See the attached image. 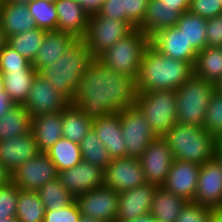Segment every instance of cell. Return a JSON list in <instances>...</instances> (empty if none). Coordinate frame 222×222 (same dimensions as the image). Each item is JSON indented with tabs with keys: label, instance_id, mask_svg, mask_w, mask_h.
Listing matches in <instances>:
<instances>
[{
	"label": "cell",
	"instance_id": "obj_1",
	"mask_svg": "<svg viewBox=\"0 0 222 222\" xmlns=\"http://www.w3.org/2000/svg\"><path fill=\"white\" fill-rule=\"evenodd\" d=\"M137 97L136 78L117 73L93 58L79 79L70 104L96 119L134 106Z\"/></svg>",
	"mask_w": 222,
	"mask_h": 222
},
{
	"label": "cell",
	"instance_id": "obj_2",
	"mask_svg": "<svg viewBox=\"0 0 222 222\" xmlns=\"http://www.w3.org/2000/svg\"><path fill=\"white\" fill-rule=\"evenodd\" d=\"M193 75L191 63L165 56L150 44L139 66L137 91L176 90Z\"/></svg>",
	"mask_w": 222,
	"mask_h": 222
},
{
	"label": "cell",
	"instance_id": "obj_3",
	"mask_svg": "<svg viewBox=\"0 0 222 222\" xmlns=\"http://www.w3.org/2000/svg\"><path fill=\"white\" fill-rule=\"evenodd\" d=\"M92 59L86 42L77 39L57 63L41 67L38 74L48 80L55 91H59L71 101L79 79Z\"/></svg>",
	"mask_w": 222,
	"mask_h": 222
},
{
	"label": "cell",
	"instance_id": "obj_4",
	"mask_svg": "<svg viewBox=\"0 0 222 222\" xmlns=\"http://www.w3.org/2000/svg\"><path fill=\"white\" fill-rule=\"evenodd\" d=\"M163 138L175 160L202 165L215 157L218 138L203 127L176 123Z\"/></svg>",
	"mask_w": 222,
	"mask_h": 222
},
{
	"label": "cell",
	"instance_id": "obj_5",
	"mask_svg": "<svg viewBox=\"0 0 222 222\" xmlns=\"http://www.w3.org/2000/svg\"><path fill=\"white\" fill-rule=\"evenodd\" d=\"M216 92V83L193 75L175 90L177 123L203 127L208 102Z\"/></svg>",
	"mask_w": 222,
	"mask_h": 222
},
{
	"label": "cell",
	"instance_id": "obj_6",
	"mask_svg": "<svg viewBox=\"0 0 222 222\" xmlns=\"http://www.w3.org/2000/svg\"><path fill=\"white\" fill-rule=\"evenodd\" d=\"M150 38L136 28L131 34L118 40L97 58L105 67L136 78Z\"/></svg>",
	"mask_w": 222,
	"mask_h": 222
},
{
	"label": "cell",
	"instance_id": "obj_7",
	"mask_svg": "<svg viewBox=\"0 0 222 222\" xmlns=\"http://www.w3.org/2000/svg\"><path fill=\"white\" fill-rule=\"evenodd\" d=\"M156 137H164L177 123L175 90L138 92L135 104Z\"/></svg>",
	"mask_w": 222,
	"mask_h": 222
},
{
	"label": "cell",
	"instance_id": "obj_8",
	"mask_svg": "<svg viewBox=\"0 0 222 222\" xmlns=\"http://www.w3.org/2000/svg\"><path fill=\"white\" fill-rule=\"evenodd\" d=\"M136 27L132 23L111 19L94 13L89 16L88 28L83 40L93 58H97L118 40L131 34Z\"/></svg>",
	"mask_w": 222,
	"mask_h": 222
},
{
	"label": "cell",
	"instance_id": "obj_9",
	"mask_svg": "<svg viewBox=\"0 0 222 222\" xmlns=\"http://www.w3.org/2000/svg\"><path fill=\"white\" fill-rule=\"evenodd\" d=\"M118 114L121 133L126 143V157L140 158L156 136L136 105L125 108Z\"/></svg>",
	"mask_w": 222,
	"mask_h": 222
},
{
	"label": "cell",
	"instance_id": "obj_10",
	"mask_svg": "<svg viewBox=\"0 0 222 222\" xmlns=\"http://www.w3.org/2000/svg\"><path fill=\"white\" fill-rule=\"evenodd\" d=\"M79 212L101 222H116L119 193L106 186L98 187L75 197Z\"/></svg>",
	"mask_w": 222,
	"mask_h": 222
},
{
	"label": "cell",
	"instance_id": "obj_11",
	"mask_svg": "<svg viewBox=\"0 0 222 222\" xmlns=\"http://www.w3.org/2000/svg\"><path fill=\"white\" fill-rule=\"evenodd\" d=\"M58 177V171L44 152L28 159L11 174V181L18 189L38 191L47 182Z\"/></svg>",
	"mask_w": 222,
	"mask_h": 222
},
{
	"label": "cell",
	"instance_id": "obj_12",
	"mask_svg": "<svg viewBox=\"0 0 222 222\" xmlns=\"http://www.w3.org/2000/svg\"><path fill=\"white\" fill-rule=\"evenodd\" d=\"M104 175V186L118 193L147 183L141 162L136 157L113 158Z\"/></svg>",
	"mask_w": 222,
	"mask_h": 222
},
{
	"label": "cell",
	"instance_id": "obj_13",
	"mask_svg": "<svg viewBox=\"0 0 222 222\" xmlns=\"http://www.w3.org/2000/svg\"><path fill=\"white\" fill-rule=\"evenodd\" d=\"M70 101L39 74L34 78L24 108L32 117L63 111Z\"/></svg>",
	"mask_w": 222,
	"mask_h": 222
},
{
	"label": "cell",
	"instance_id": "obj_14",
	"mask_svg": "<svg viewBox=\"0 0 222 222\" xmlns=\"http://www.w3.org/2000/svg\"><path fill=\"white\" fill-rule=\"evenodd\" d=\"M147 183L163 186L174 160L167 141L156 137L139 158Z\"/></svg>",
	"mask_w": 222,
	"mask_h": 222
},
{
	"label": "cell",
	"instance_id": "obj_15",
	"mask_svg": "<svg viewBox=\"0 0 222 222\" xmlns=\"http://www.w3.org/2000/svg\"><path fill=\"white\" fill-rule=\"evenodd\" d=\"M193 202L210 209L222 208V164L216 157L200 166Z\"/></svg>",
	"mask_w": 222,
	"mask_h": 222
},
{
	"label": "cell",
	"instance_id": "obj_16",
	"mask_svg": "<svg viewBox=\"0 0 222 222\" xmlns=\"http://www.w3.org/2000/svg\"><path fill=\"white\" fill-rule=\"evenodd\" d=\"M58 180L74 198L87 191L104 186V169L85 161L58 172Z\"/></svg>",
	"mask_w": 222,
	"mask_h": 222
},
{
	"label": "cell",
	"instance_id": "obj_17",
	"mask_svg": "<svg viewBox=\"0 0 222 222\" xmlns=\"http://www.w3.org/2000/svg\"><path fill=\"white\" fill-rule=\"evenodd\" d=\"M150 44L165 56L195 65L198 51L177 26L158 31L150 38Z\"/></svg>",
	"mask_w": 222,
	"mask_h": 222
},
{
	"label": "cell",
	"instance_id": "obj_18",
	"mask_svg": "<svg viewBox=\"0 0 222 222\" xmlns=\"http://www.w3.org/2000/svg\"><path fill=\"white\" fill-rule=\"evenodd\" d=\"M200 166L174 159L162 187L187 201H194Z\"/></svg>",
	"mask_w": 222,
	"mask_h": 222
},
{
	"label": "cell",
	"instance_id": "obj_19",
	"mask_svg": "<svg viewBox=\"0 0 222 222\" xmlns=\"http://www.w3.org/2000/svg\"><path fill=\"white\" fill-rule=\"evenodd\" d=\"M157 186L146 183L119 193L116 222H127L150 213Z\"/></svg>",
	"mask_w": 222,
	"mask_h": 222
},
{
	"label": "cell",
	"instance_id": "obj_20",
	"mask_svg": "<svg viewBox=\"0 0 222 222\" xmlns=\"http://www.w3.org/2000/svg\"><path fill=\"white\" fill-rule=\"evenodd\" d=\"M38 153L32 131L0 141V162L11 174Z\"/></svg>",
	"mask_w": 222,
	"mask_h": 222
},
{
	"label": "cell",
	"instance_id": "obj_21",
	"mask_svg": "<svg viewBox=\"0 0 222 222\" xmlns=\"http://www.w3.org/2000/svg\"><path fill=\"white\" fill-rule=\"evenodd\" d=\"M189 8H176L163 4L161 0H149L143 23L138 27L151 38L160 30L176 26L183 12Z\"/></svg>",
	"mask_w": 222,
	"mask_h": 222
},
{
	"label": "cell",
	"instance_id": "obj_22",
	"mask_svg": "<svg viewBox=\"0 0 222 222\" xmlns=\"http://www.w3.org/2000/svg\"><path fill=\"white\" fill-rule=\"evenodd\" d=\"M57 31L83 39L88 28L89 13L77 0H56Z\"/></svg>",
	"mask_w": 222,
	"mask_h": 222
},
{
	"label": "cell",
	"instance_id": "obj_23",
	"mask_svg": "<svg viewBox=\"0 0 222 222\" xmlns=\"http://www.w3.org/2000/svg\"><path fill=\"white\" fill-rule=\"evenodd\" d=\"M92 128L95 130L99 140L107 148L112 159L126 157V143L121 133L118 113L93 119Z\"/></svg>",
	"mask_w": 222,
	"mask_h": 222
},
{
	"label": "cell",
	"instance_id": "obj_24",
	"mask_svg": "<svg viewBox=\"0 0 222 222\" xmlns=\"http://www.w3.org/2000/svg\"><path fill=\"white\" fill-rule=\"evenodd\" d=\"M76 40L77 38L69 33L46 31L41 47L31 64L38 71L43 66L57 63Z\"/></svg>",
	"mask_w": 222,
	"mask_h": 222
},
{
	"label": "cell",
	"instance_id": "obj_25",
	"mask_svg": "<svg viewBox=\"0 0 222 222\" xmlns=\"http://www.w3.org/2000/svg\"><path fill=\"white\" fill-rule=\"evenodd\" d=\"M63 111L32 117L31 131L39 152H47L62 134Z\"/></svg>",
	"mask_w": 222,
	"mask_h": 222
},
{
	"label": "cell",
	"instance_id": "obj_26",
	"mask_svg": "<svg viewBox=\"0 0 222 222\" xmlns=\"http://www.w3.org/2000/svg\"><path fill=\"white\" fill-rule=\"evenodd\" d=\"M0 24L5 37L37 28L28 5L0 2Z\"/></svg>",
	"mask_w": 222,
	"mask_h": 222
},
{
	"label": "cell",
	"instance_id": "obj_27",
	"mask_svg": "<svg viewBox=\"0 0 222 222\" xmlns=\"http://www.w3.org/2000/svg\"><path fill=\"white\" fill-rule=\"evenodd\" d=\"M187 202L186 199L171 193L164 187H157L150 215L161 222H176Z\"/></svg>",
	"mask_w": 222,
	"mask_h": 222
},
{
	"label": "cell",
	"instance_id": "obj_28",
	"mask_svg": "<svg viewBox=\"0 0 222 222\" xmlns=\"http://www.w3.org/2000/svg\"><path fill=\"white\" fill-rule=\"evenodd\" d=\"M37 70H8L3 73L4 91L15 105H24Z\"/></svg>",
	"mask_w": 222,
	"mask_h": 222
},
{
	"label": "cell",
	"instance_id": "obj_29",
	"mask_svg": "<svg viewBox=\"0 0 222 222\" xmlns=\"http://www.w3.org/2000/svg\"><path fill=\"white\" fill-rule=\"evenodd\" d=\"M93 119L88 117L80 108L69 104L63 110V137L80 144L85 135L91 130Z\"/></svg>",
	"mask_w": 222,
	"mask_h": 222
},
{
	"label": "cell",
	"instance_id": "obj_30",
	"mask_svg": "<svg viewBox=\"0 0 222 222\" xmlns=\"http://www.w3.org/2000/svg\"><path fill=\"white\" fill-rule=\"evenodd\" d=\"M197 78L217 83L222 77V47H206L197 53L194 65Z\"/></svg>",
	"mask_w": 222,
	"mask_h": 222
},
{
	"label": "cell",
	"instance_id": "obj_31",
	"mask_svg": "<svg viewBox=\"0 0 222 222\" xmlns=\"http://www.w3.org/2000/svg\"><path fill=\"white\" fill-rule=\"evenodd\" d=\"M32 116L22 105H15L0 119V141L31 132Z\"/></svg>",
	"mask_w": 222,
	"mask_h": 222
},
{
	"label": "cell",
	"instance_id": "obj_32",
	"mask_svg": "<svg viewBox=\"0 0 222 222\" xmlns=\"http://www.w3.org/2000/svg\"><path fill=\"white\" fill-rule=\"evenodd\" d=\"M58 172L70 169L82 161L80 145L64 137L60 138L47 152Z\"/></svg>",
	"mask_w": 222,
	"mask_h": 222
},
{
	"label": "cell",
	"instance_id": "obj_33",
	"mask_svg": "<svg viewBox=\"0 0 222 222\" xmlns=\"http://www.w3.org/2000/svg\"><path fill=\"white\" fill-rule=\"evenodd\" d=\"M206 22L207 19L190 11L183 12L176 26L182 31L190 43L198 52L207 47L206 41Z\"/></svg>",
	"mask_w": 222,
	"mask_h": 222
},
{
	"label": "cell",
	"instance_id": "obj_34",
	"mask_svg": "<svg viewBox=\"0 0 222 222\" xmlns=\"http://www.w3.org/2000/svg\"><path fill=\"white\" fill-rule=\"evenodd\" d=\"M45 212L37 191L19 189L15 217L18 222H43Z\"/></svg>",
	"mask_w": 222,
	"mask_h": 222
},
{
	"label": "cell",
	"instance_id": "obj_35",
	"mask_svg": "<svg viewBox=\"0 0 222 222\" xmlns=\"http://www.w3.org/2000/svg\"><path fill=\"white\" fill-rule=\"evenodd\" d=\"M46 31L35 28L6 38V44L16 50L29 62L34 60L40 49Z\"/></svg>",
	"mask_w": 222,
	"mask_h": 222
},
{
	"label": "cell",
	"instance_id": "obj_36",
	"mask_svg": "<svg viewBox=\"0 0 222 222\" xmlns=\"http://www.w3.org/2000/svg\"><path fill=\"white\" fill-rule=\"evenodd\" d=\"M79 145L83 161L104 170L112 162V157L108 153L107 148L99 140L93 128L85 135Z\"/></svg>",
	"mask_w": 222,
	"mask_h": 222
},
{
	"label": "cell",
	"instance_id": "obj_37",
	"mask_svg": "<svg viewBox=\"0 0 222 222\" xmlns=\"http://www.w3.org/2000/svg\"><path fill=\"white\" fill-rule=\"evenodd\" d=\"M37 192L46 210H59L75 200V198L65 190L58 178L47 182Z\"/></svg>",
	"mask_w": 222,
	"mask_h": 222
},
{
	"label": "cell",
	"instance_id": "obj_38",
	"mask_svg": "<svg viewBox=\"0 0 222 222\" xmlns=\"http://www.w3.org/2000/svg\"><path fill=\"white\" fill-rule=\"evenodd\" d=\"M30 14L36 22L39 29L45 31H56L58 24V14L55 8V2L46 0H33L28 4Z\"/></svg>",
	"mask_w": 222,
	"mask_h": 222
},
{
	"label": "cell",
	"instance_id": "obj_39",
	"mask_svg": "<svg viewBox=\"0 0 222 222\" xmlns=\"http://www.w3.org/2000/svg\"><path fill=\"white\" fill-rule=\"evenodd\" d=\"M203 128L222 138V94L218 91L208 102Z\"/></svg>",
	"mask_w": 222,
	"mask_h": 222
},
{
	"label": "cell",
	"instance_id": "obj_40",
	"mask_svg": "<svg viewBox=\"0 0 222 222\" xmlns=\"http://www.w3.org/2000/svg\"><path fill=\"white\" fill-rule=\"evenodd\" d=\"M8 70H36L26 58L16 50L5 44L0 50V71L5 73Z\"/></svg>",
	"mask_w": 222,
	"mask_h": 222
},
{
	"label": "cell",
	"instance_id": "obj_41",
	"mask_svg": "<svg viewBox=\"0 0 222 222\" xmlns=\"http://www.w3.org/2000/svg\"><path fill=\"white\" fill-rule=\"evenodd\" d=\"M19 189L10 181L0 187V218L16 217Z\"/></svg>",
	"mask_w": 222,
	"mask_h": 222
},
{
	"label": "cell",
	"instance_id": "obj_42",
	"mask_svg": "<svg viewBox=\"0 0 222 222\" xmlns=\"http://www.w3.org/2000/svg\"><path fill=\"white\" fill-rule=\"evenodd\" d=\"M81 217L75 200L59 210H46L43 222H78Z\"/></svg>",
	"mask_w": 222,
	"mask_h": 222
},
{
	"label": "cell",
	"instance_id": "obj_43",
	"mask_svg": "<svg viewBox=\"0 0 222 222\" xmlns=\"http://www.w3.org/2000/svg\"><path fill=\"white\" fill-rule=\"evenodd\" d=\"M189 11L201 18L210 19L222 15L220 0H191Z\"/></svg>",
	"mask_w": 222,
	"mask_h": 222
},
{
	"label": "cell",
	"instance_id": "obj_44",
	"mask_svg": "<svg viewBox=\"0 0 222 222\" xmlns=\"http://www.w3.org/2000/svg\"><path fill=\"white\" fill-rule=\"evenodd\" d=\"M210 208L188 201L176 222H208Z\"/></svg>",
	"mask_w": 222,
	"mask_h": 222
},
{
	"label": "cell",
	"instance_id": "obj_45",
	"mask_svg": "<svg viewBox=\"0 0 222 222\" xmlns=\"http://www.w3.org/2000/svg\"><path fill=\"white\" fill-rule=\"evenodd\" d=\"M98 15L131 23L126 17L125 0H105L97 12Z\"/></svg>",
	"mask_w": 222,
	"mask_h": 222
},
{
	"label": "cell",
	"instance_id": "obj_46",
	"mask_svg": "<svg viewBox=\"0 0 222 222\" xmlns=\"http://www.w3.org/2000/svg\"><path fill=\"white\" fill-rule=\"evenodd\" d=\"M126 17L138 28L144 20L149 0H125Z\"/></svg>",
	"mask_w": 222,
	"mask_h": 222
},
{
	"label": "cell",
	"instance_id": "obj_47",
	"mask_svg": "<svg viewBox=\"0 0 222 222\" xmlns=\"http://www.w3.org/2000/svg\"><path fill=\"white\" fill-rule=\"evenodd\" d=\"M206 41L208 47H222V16L207 19Z\"/></svg>",
	"mask_w": 222,
	"mask_h": 222
},
{
	"label": "cell",
	"instance_id": "obj_48",
	"mask_svg": "<svg viewBox=\"0 0 222 222\" xmlns=\"http://www.w3.org/2000/svg\"><path fill=\"white\" fill-rule=\"evenodd\" d=\"M15 104L9 98L5 91L0 92V119L7 113Z\"/></svg>",
	"mask_w": 222,
	"mask_h": 222
},
{
	"label": "cell",
	"instance_id": "obj_49",
	"mask_svg": "<svg viewBox=\"0 0 222 222\" xmlns=\"http://www.w3.org/2000/svg\"><path fill=\"white\" fill-rule=\"evenodd\" d=\"M104 1L105 0H84L82 6L89 13V15H92L98 12Z\"/></svg>",
	"mask_w": 222,
	"mask_h": 222
},
{
	"label": "cell",
	"instance_id": "obj_50",
	"mask_svg": "<svg viewBox=\"0 0 222 222\" xmlns=\"http://www.w3.org/2000/svg\"><path fill=\"white\" fill-rule=\"evenodd\" d=\"M163 4L176 6V8H189L191 0H161Z\"/></svg>",
	"mask_w": 222,
	"mask_h": 222
},
{
	"label": "cell",
	"instance_id": "obj_51",
	"mask_svg": "<svg viewBox=\"0 0 222 222\" xmlns=\"http://www.w3.org/2000/svg\"><path fill=\"white\" fill-rule=\"evenodd\" d=\"M11 181V173L0 162V187Z\"/></svg>",
	"mask_w": 222,
	"mask_h": 222
},
{
	"label": "cell",
	"instance_id": "obj_52",
	"mask_svg": "<svg viewBox=\"0 0 222 222\" xmlns=\"http://www.w3.org/2000/svg\"><path fill=\"white\" fill-rule=\"evenodd\" d=\"M208 222H222V208L210 209Z\"/></svg>",
	"mask_w": 222,
	"mask_h": 222
},
{
	"label": "cell",
	"instance_id": "obj_53",
	"mask_svg": "<svg viewBox=\"0 0 222 222\" xmlns=\"http://www.w3.org/2000/svg\"><path fill=\"white\" fill-rule=\"evenodd\" d=\"M127 222H155V218L150 213H147Z\"/></svg>",
	"mask_w": 222,
	"mask_h": 222
},
{
	"label": "cell",
	"instance_id": "obj_54",
	"mask_svg": "<svg viewBox=\"0 0 222 222\" xmlns=\"http://www.w3.org/2000/svg\"><path fill=\"white\" fill-rule=\"evenodd\" d=\"M215 157L221 162L222 164V138H218L216 143V153Z\"/></svg>",
	"mask_w": 222,
	"mask_h": 222
},
{
	"label": "cell",
	"instance_id": "obj_55",
	"mask_svg": "<svg viewBox=\"0 0 222 222\" xmlns=\"http://www.w3.org/2000/svg\"><path fill=\"white\" fill-rule=\"evenodd\" d=\"M32 1L33 0H0V2H12V3H19V4H24V5H28Z\"/></svg>",
	"mask_w": 222,
	"mask_h": 222
},
{
	"label": "cell",
	"instance_id": "obj_56",
	"mask_svg": "<svg viewBox=\"0 0 222 222\" xmlns=\"http://www.w3.org/2000/svg\"><path fill=\"white\" fill-rule=\"evenodd\" d=\"M5 44H6V37L4 35V31L0 24V50L3 48Z\"/></svg>",
	"mask_w": 222,
	"mask_h": 222
},
{
	"label": "cell",
	"instance_id": "obj_57",
	"mask_svg": "<svg viewBox=\"0 0 222 222\" xmlns=\"http://www.w3.org/2000/svg\"><path fill=\"white\" fill-rule=\"evenodd\" d=\"M78 222H101V221H99V220H97V219H94V218H92V217H88V216H83V215H81V217H80V219H79Z\"/></svg>",
	"mask_w": 222,
	"mask_h": 222
},
{
	"label": "cell",
	"instance_id": "obj_58",
	"mask_svg": "<svg viewBox=\"0 0 222 222\" xmlns=\"http://www.w3.org/2000/svg\"><path fill=\"white\" fill-rule=\"evenodd\" d=\"M0 222H18V220L15 217H6L0 218Z\"/></svg>",
	"mask_w": 222,
	"mask_h": 222
},
{
	"label": "cell",
	"instance_id": "obj_59",
	"mask_svg": "<svg viewBox=\"0 0 222 222\" xmlns=\"http://www.w3.org/2000/svg\"><path fill=\"white\" fill-rule=\"evenodd\" d=\"M216 91L222 94V77L216 83Z\"/></svg>",
	"mask_w": 222,
	"mask_h": 222
},
{
	"label": "cell",
	"instance_id": "obj_60",
	"mask_svg": "<svg viewBox=\"0 0 222 222\" xmlns=\"http://www.w3.org/2000/svg\"><path fill=\"white\" fill-rule=\"evenodd\" d=\"M4 91V81H3V75L0 71V92Z\"/></svg>",
	"mask_w": 222,
	"mask_h": 222
},
{
	"label": "cell",
	"instance_id": "obj_61",
	"mask_svg": "<svg viewBox=\"0 0 222 222\" xmlns=\"http://www.w3.org/2000/svg\"><path fill=\"white\" fill-rule=\"evenodd\" d=\"M81 5L84 3V0H77Z\"/></svg>",
	"mask_w": 222,
	"mask_h": 222
},
{
	"label": "cell",
	"instance_id": "obj_62",
	"mask_svg": "<svg viewBox=\"0 0 222 222\" xmlns=\"http://www.w3.org/2000/svg\"><path fill=\"white\" fill-rule=\"evenodd\" d=\"M46 1H48V2H55L56 0H46Z\"/></svg>",
	"mask_w": 222,
	"mask_h": 222
}]
</instances>
